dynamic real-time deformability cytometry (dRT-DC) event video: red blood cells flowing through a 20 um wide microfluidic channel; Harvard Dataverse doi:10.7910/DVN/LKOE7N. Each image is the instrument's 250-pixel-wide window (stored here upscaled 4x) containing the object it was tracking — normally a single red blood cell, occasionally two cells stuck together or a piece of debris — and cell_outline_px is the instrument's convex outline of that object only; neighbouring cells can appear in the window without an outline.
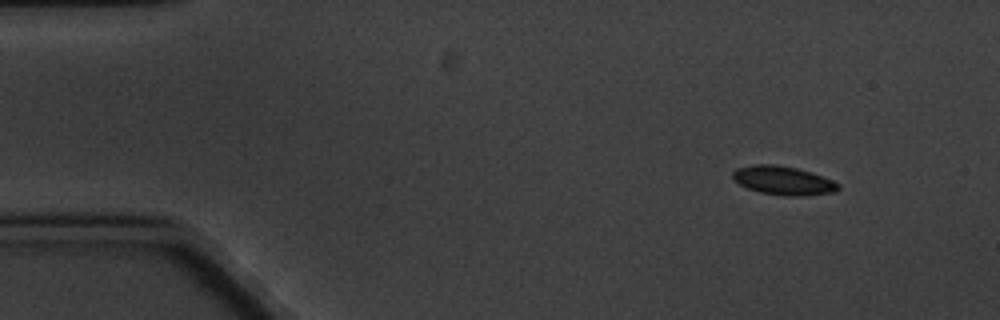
{"species": "common noctule bat (a hibernating species)", "species_latin": "Nyctalus noctula", "temperature_condition": "cold", "stored_images_in_passage": 10, "camera_frame_rate_fps": 3000, "um_per_image_px": 0.085, "animal": {"sex": "male", "body_mass_g": 20.1, "forearm_length_mm": 53.5}, "frame": {"image": 1, "passage_image": 1, "time_ms": 0.0, "image_size_px": [1000, 320], "cell_outline_px": [[840, 188], [836, 192], [800, 196], [784, 196], [760, 192], [748, 188], [732, 180], [732, 172], [736, 168], [752, 164], [772, 164], [796, 168], [832, 180], [840, 184]], "centroid_in_image_um": [66.54, 15.35], "position_along_channel_um": 18.5, "area_um2": 17.63}}
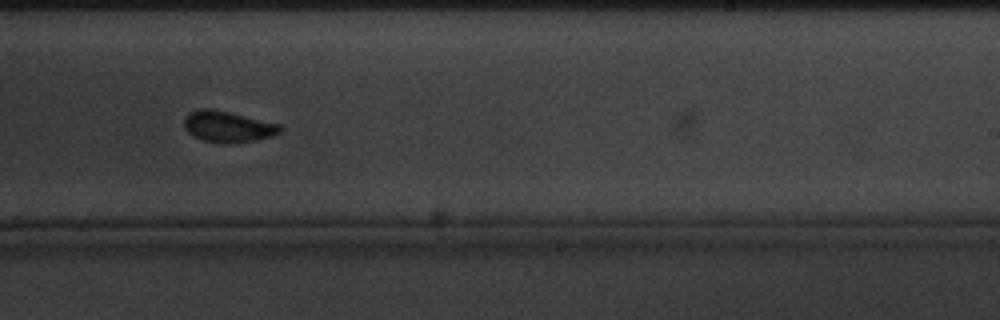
{"frame": {"image": 2, "passage_image": 9, "time_ms": 10.333, "image_size_px": [1000, 320], "cell_outline_px": [[284, 128], [280, 132], [272, 136], [256, 140], [232, 144], [224, 144], [204, 140], [192, 136], [184, 128], [184, 120], [188, 112], [200, 108], [212, 108], [280, 124]], "centroid_in_image_um": [19.36, 10.77], "position_along_channel_um": 269.6, "area_um2": 17.63}}